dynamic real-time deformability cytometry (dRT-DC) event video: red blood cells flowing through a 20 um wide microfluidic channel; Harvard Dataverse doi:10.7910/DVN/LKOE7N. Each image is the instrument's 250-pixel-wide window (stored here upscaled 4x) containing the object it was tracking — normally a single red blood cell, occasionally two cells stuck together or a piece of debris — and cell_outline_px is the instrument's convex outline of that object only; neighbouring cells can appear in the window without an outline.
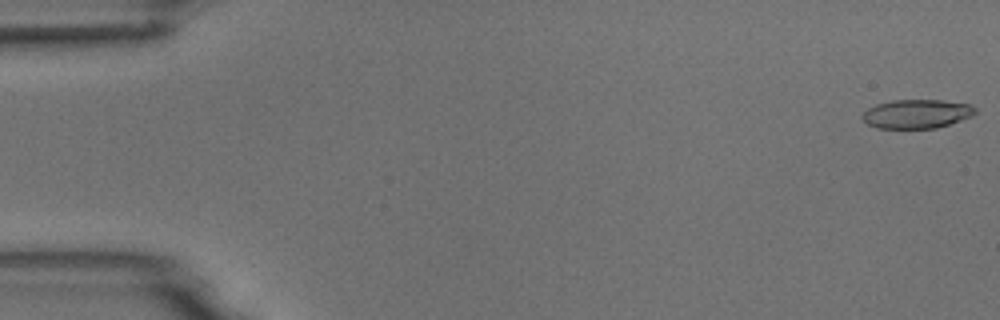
{"species": "common noctule bat (a hibernating species)", "species_latin": "Nyctalus noctula", "temperature_condition": "room temperature", "stored_images_in_passage": 7, "camera_frame_rate_fps": 3000, "um_per_image_px": 0.085, "animal": {"sex": "male", "body_mass_g": 18.8}, "frame": {"image": 1, "passage_image": 1, "time_ms": 0.0, "image_size_px": [1000, 320], "cell_outline_px": [[976, 112], [972, 116], [936, 128], [876, 128], [868, 124], [860, 116], [868, 108], [876, 104], [892, 100], [944, 100], [968, 104], [976, 108]], "centroid_in_image_um": [77.9, 9.67], "position_along_channel_um": 7.1, "area_um2": 18.96}}
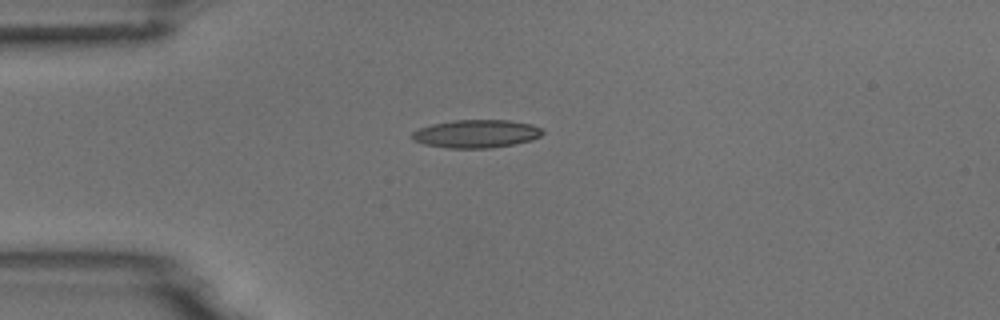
{"frame": {"image": 2, "passage_image": 5, "time_ms": 4.333, "image_size_px": [1000, 320], "cell_outline_px": [[544, 132], [540, 136], [532, 140], [516, 144], [492, 148], [448, 148], [424, 144], [412, 140], [412, 132], [420, 128], [432, 124], [452, 120], [508, 120], [532, 124], [540, 128]], "centroid_in_image_um": [40.49, 11.37], "position_along_channel_um": 44.5, "area_um2": 21.44}}
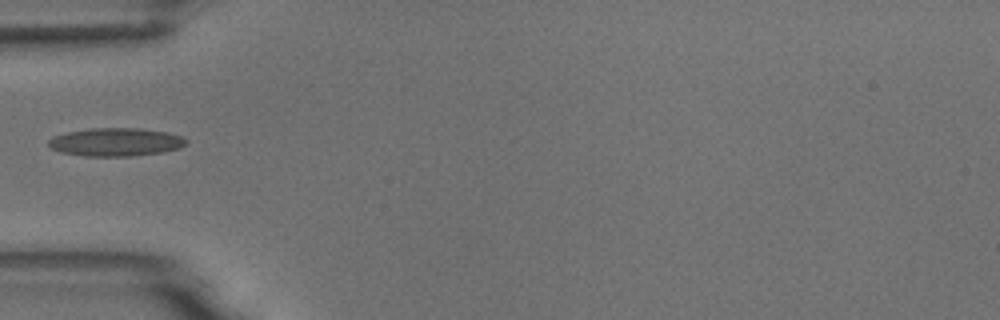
{"frame": {"image": 3, "passage_image": 6, "time_ms": 5.667, "image_size_px": [1000, 320], "cell_outline_px": [[188, 144], [180, 148], [160, 152], [132, 156], [84, 156], [60, 152], [52, 148], [48, 144], [48, 140], [52, 136], [68, 132], [92, 128], [136, 128], [168, 132], [180, 136], [188, 140]], "centroid_in_image_um": [9.84, 12.07], "position_along_channel_um": 75.2, "area_um2": 22.6}}